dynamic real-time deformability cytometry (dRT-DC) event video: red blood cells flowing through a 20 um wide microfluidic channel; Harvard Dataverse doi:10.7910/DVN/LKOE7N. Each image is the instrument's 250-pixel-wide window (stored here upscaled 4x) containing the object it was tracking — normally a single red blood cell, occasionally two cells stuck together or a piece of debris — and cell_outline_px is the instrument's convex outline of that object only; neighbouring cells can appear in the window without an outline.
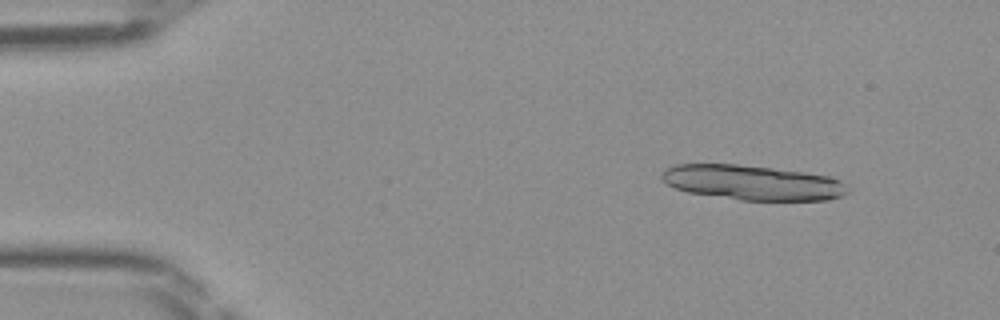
{"species": "Egyptian fruit bat (a non-hibernating species)", "species_latin": "Rousettus aegyptiacus", "temperature_condition": "room temperature", "stored_images_in_passage": 47, "camera_frame_rate_fps": 3000, "um_per_image_px": 0.085, "frame": {"image": 1, "passage_image": 5, "time_ms": 1.333, "image_size_px": [1000, 320], "cell_outline_px": [[848, 192], [844, 196], [828, 200], [740, 200], [688, 192], [676, 188], [668, 184], [660, 176], [664, 168], [676, 164], [736, 164], [772, 168], [804, 172], [832, 176], [840, 180], [848, 188]], "centroid_in_image_um": [63.98, 15.52], "position_along_channel_um": 21.0, "area_um2": 37.86}}
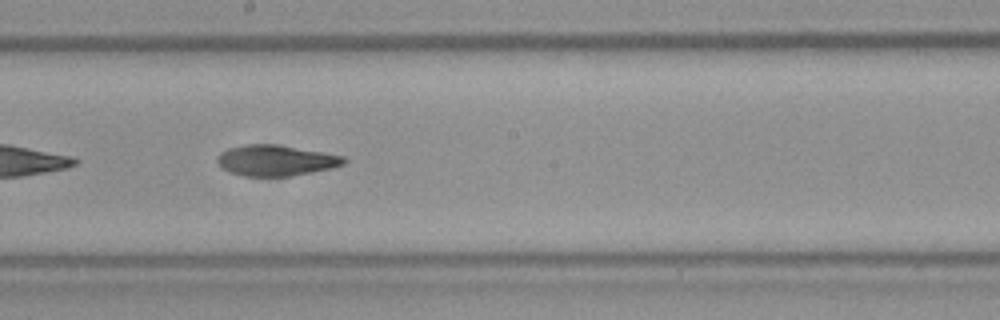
{"frame": {"image": 2, "passage_image": 26, "time_ms": 8.333, "image_size_px": [1000, 320], "cell_outline_px": [[348, 160], [344, 164], [332, 168], [288, 176], [244, 176], [228, 172], [220, 168], [216, 160], [216, 156], [220, 152], [228, 148], [244, 144], [276, 144], [344, 156]], "centroid_in_image_um": [23.38, 13.63], "position_along_channel_um": 224.8, "area_um2": 22.83}}
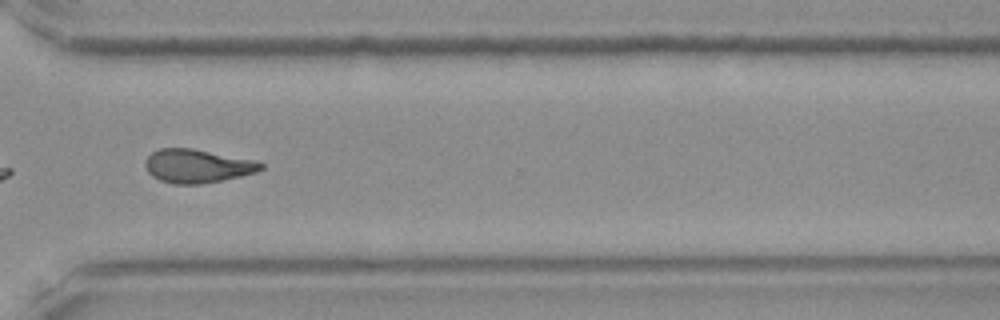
{"frame": {"image": 3, "passage_image": 35, "time_ms": 11.333, "image_size_px": [1000, 320], "cell_outline_px": [[264, 168], [256, 172], [240, 176], [200, 184], [176, 184], [160, 180], [152, 176], [148, 172], [144, 164], [144, 160], [152, 152], [160, 148], [192, 148], [252, 160], [264, 164]], "centroid_in_image_um": [16.73, 14.11], "position_along_channel_um": 353.9, "area_um2": 22.37}}